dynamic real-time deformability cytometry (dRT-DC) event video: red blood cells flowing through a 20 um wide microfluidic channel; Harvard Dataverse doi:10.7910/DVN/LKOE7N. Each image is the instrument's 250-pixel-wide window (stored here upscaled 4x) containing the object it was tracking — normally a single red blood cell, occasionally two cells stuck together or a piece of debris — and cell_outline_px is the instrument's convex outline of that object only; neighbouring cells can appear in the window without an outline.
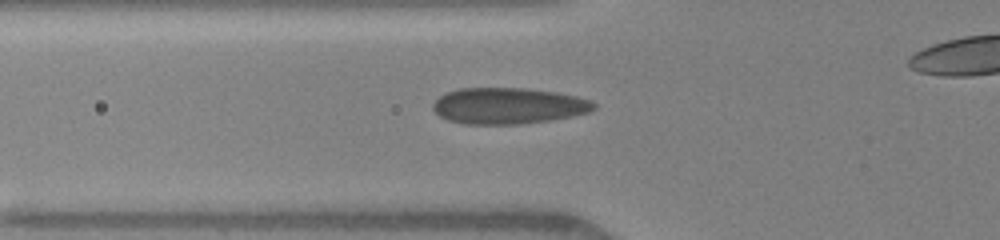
{"species": "human", "species_latin": "Homo sapiens", "temperature_condition": "warm", "stored_images_in_passage": 11, "camera_frame_rate_fps": 3000, "um_per_image_px": 0.085, "donor": {"sex": "female"}, "frame": {"image": 1, "passage_image": 7, "time_ms": 2.0, "image_size_px": [1000, 240], "cell_outline_px": [[596, 108], [588, 112], [572, 116], [548, 120], [520, 124], [464, 124], [448, 120], [440, 116], [432, 108], [432, 104], [444, 92], [460, 88], [528, 88], [556, 92], [576, 96], [592, 100], [596, 104]], "centroid_in_image_um": [43.2, 8.99], "position_along_channel_um": 82.6, "area_um2": 34.04}}
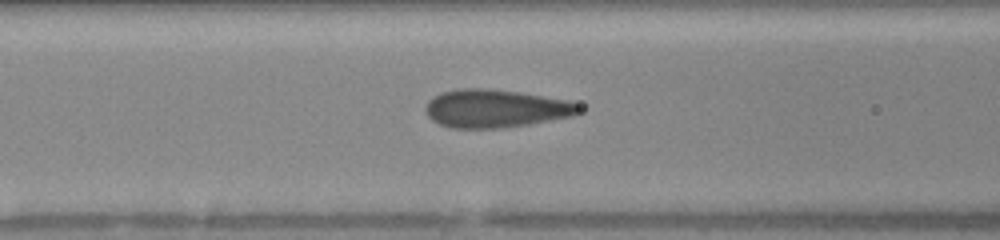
{"frame": {"image": 2, "passage_image": 10, "time_ms": 3.0, "image_size_px": [1000, 240], "cell_outline_px": [[584, 112], [572, 116], [528, 124], [500, 128], [452, 128], [440, 124], [432, 120], [424, 112], [424, 108], [428, 100], [440, 92], [460, 88], [488, 88], [520, 92], [568, 100], [584, 104]], "centroid_in_image_um": [42.16, 9.21], "position_along_channel_um": 124.4, "area_um2": 34.56}}